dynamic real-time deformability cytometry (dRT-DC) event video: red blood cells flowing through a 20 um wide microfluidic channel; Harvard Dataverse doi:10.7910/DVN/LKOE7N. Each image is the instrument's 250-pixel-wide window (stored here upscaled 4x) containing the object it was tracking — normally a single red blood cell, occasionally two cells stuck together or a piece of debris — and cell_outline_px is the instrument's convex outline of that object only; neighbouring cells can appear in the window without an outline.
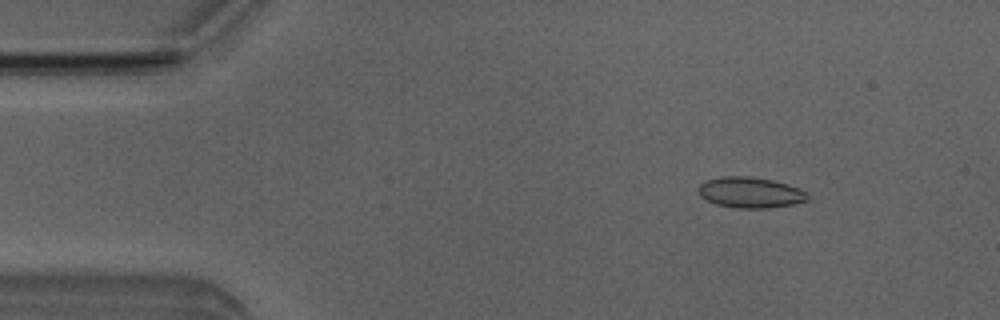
{"species": "Egyptian fruit bat (a non-hibernating species)", "species_latin": "Rousettus aegyptiacus", "temperature_condition": "room temperature", "stored_images_in_passage": 4, "camera_frame_rate_fps": 3000, "um_per_image_px": 0.085, "animal": {"sex": "male"}, "frame": {"image": 1, "passage_image": 2, "time_ms": 1.0, "image_size_px": [1000, 320], "cell_outline_px": [[808, 200], [792, 204], [768, 208], [736, 208], [716, 204], [700, 196], [700, 184], [708, 180], [720, 176], [748, 176], [772, 180], [788, 184], [800, 188], [808, 196]], "centroid_in_image_um": [63.79, 16.36], "position_along_channel_um": 21.2, "area_um2": 19.36}}